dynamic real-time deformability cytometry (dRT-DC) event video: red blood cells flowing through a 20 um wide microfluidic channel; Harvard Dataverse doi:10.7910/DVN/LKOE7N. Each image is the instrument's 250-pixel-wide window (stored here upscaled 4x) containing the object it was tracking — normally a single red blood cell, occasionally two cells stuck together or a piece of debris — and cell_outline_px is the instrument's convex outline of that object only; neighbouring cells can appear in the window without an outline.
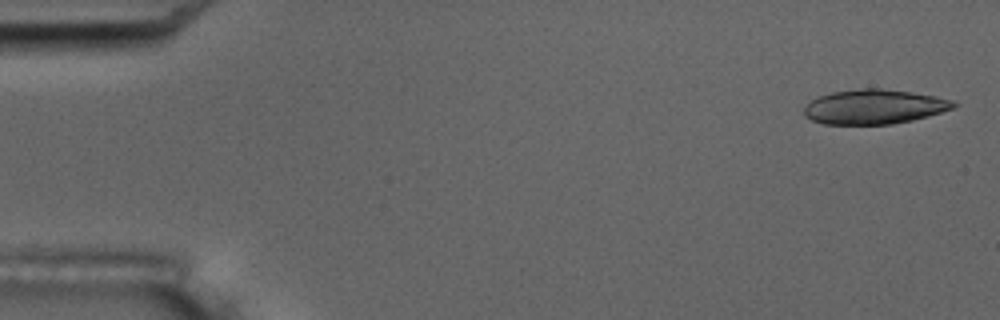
{"species": "common noctule bat (a hibernating species)", "species_latin": "Nyctalus noctula", "temperature_condition": "room temperature", "stored_images_in_passage": 8, "camera_frame_rate_fps": 3000, "um_per_image_px": 0.085, "animal": {"sex": "male", "body_mass_g": 17.5, "forearm_length_mm": 52.3}, "frame": {"image": 1, "passage_image": 1, "time_ms": 0.0, "image_size_px": [1000, 320], "cell_outline_px": [[960, 104], [952, 108], [928, 116], [912, 120], [892, 124], [824, 124], [812, 120], [804, 116], [804, 108], [812, 100], [820, 96], [832, 92], [860, 88], [880, 88], [912, 92], [936, 96], [956, 100]], "centroid_in_image_um": [74.34, 9.07], "position_along_channel_um": 10.7, "area_um2": 30.17}}